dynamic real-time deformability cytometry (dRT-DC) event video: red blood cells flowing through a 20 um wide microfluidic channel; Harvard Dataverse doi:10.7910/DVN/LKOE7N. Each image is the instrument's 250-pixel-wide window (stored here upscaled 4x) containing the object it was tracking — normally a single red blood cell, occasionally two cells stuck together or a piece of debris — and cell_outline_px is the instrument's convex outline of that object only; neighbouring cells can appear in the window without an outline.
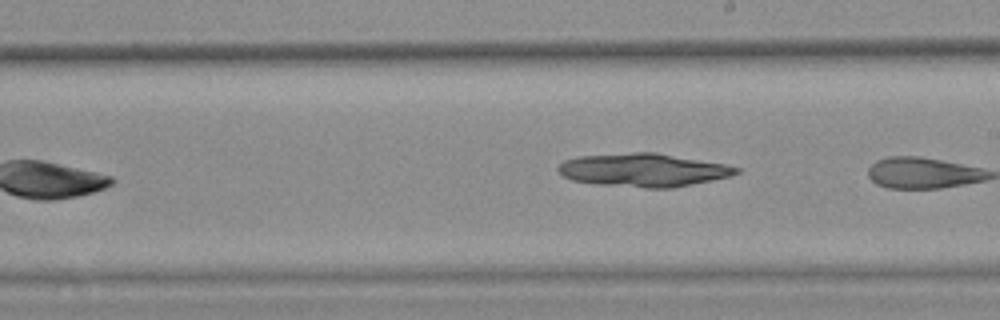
{"species": "common noctule bat (a hibernating species)", "species_latin": "Nyctalus noctula", "temperature_condition": "warm", "stored_images_in_passage": 7, "camera_frame_rate_fps": 3000, "um_per_image_px": 0.085, "animal": {"sex": "female", "body_mass_g": 25.1}, "frame": {"image": 1, "passage_image": 7, "time_ms": 2.0, "image_size_px": [1000, 320], "cell_outline_px": [[740, 172], [732, 176], [672, 188], [644, 188], [596, 184], [572, 180], [564, 176], [556, 168], [564, 160], [576, 156], [632, 152], [656, 152], [724, 164], [740, 168]], "centroid_in_image_um": [54.67, 14.45], "position_along_channel_um": 234.3, "area_um2": 34.62}}